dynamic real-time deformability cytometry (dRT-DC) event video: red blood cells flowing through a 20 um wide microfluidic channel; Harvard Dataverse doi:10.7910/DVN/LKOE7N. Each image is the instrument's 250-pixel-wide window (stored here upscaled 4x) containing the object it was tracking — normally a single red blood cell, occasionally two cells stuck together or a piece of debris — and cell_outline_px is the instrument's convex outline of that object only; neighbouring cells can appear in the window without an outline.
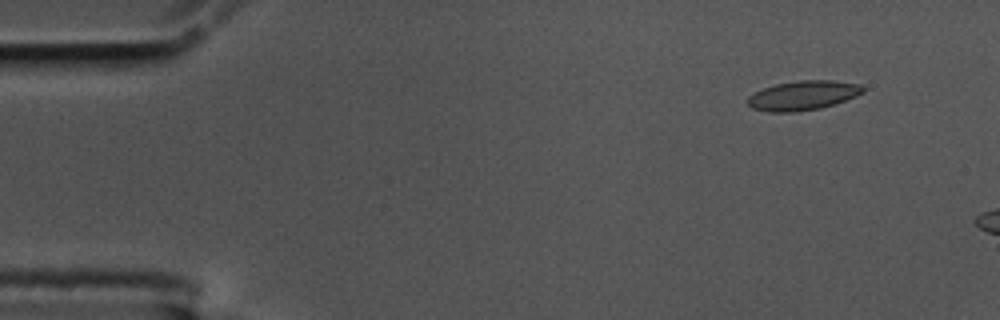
{"species": "common noctule bat (a hibernating species)", "species_latin": "Nyctalus noctula", "temperature_condition": "cold", "stored_images_in_passage": 10, "camera_frame_rate_fps": 3000, "um_per_image_px": 0.085, "animal": {"sex": "male", "body_mass_g": 17.5, "forearm_length_mm": 52.3}, "frame": {"image": 1, "passage_image": 1, "time_ms": 0.0, "image_size_px": [1000, 320], "cell_outline_px": [[864, 92], [856, 96], [836, 104], [820, 108], [796, 112], [768, 112], [752, 108], [744, 100], [748, 96], [764, 88], [776, 84], [800, 80], [832, 80], [860, 84], [864, 88]], "centroid_in_image_um": [68.25, 8.12], "position_along_channel_um": 16.8, "area_um2": 19.88}}